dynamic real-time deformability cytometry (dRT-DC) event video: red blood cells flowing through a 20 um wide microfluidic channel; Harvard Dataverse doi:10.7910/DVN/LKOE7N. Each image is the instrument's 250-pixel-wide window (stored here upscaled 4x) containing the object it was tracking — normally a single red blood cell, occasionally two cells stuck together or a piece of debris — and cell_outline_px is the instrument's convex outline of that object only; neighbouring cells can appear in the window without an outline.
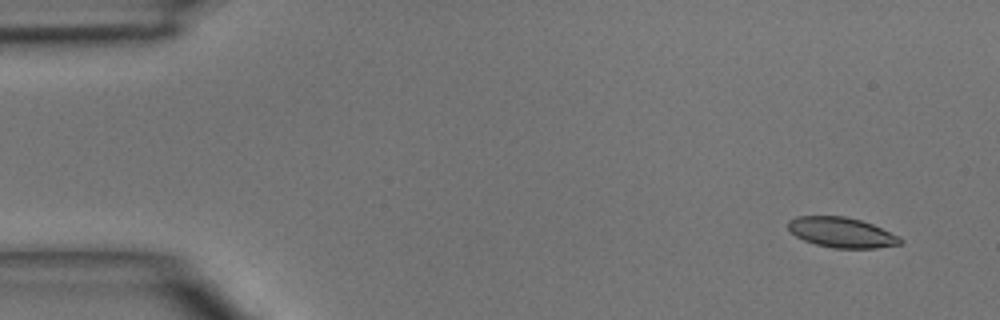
{"species": "common noctule bat (a hibernating species)", "species_latin": "Nyctalus noctula", "temperature_condition": "room temperature", "stored_images_in_passage": 3, "camera_frame_rate_fps": 3000, "um_per_image_px": 0.085, "animal": {"sex": "male", "body_mass_g": 15.6}, "frame": {"image": 1, "passage_image": 1, "time_ms": 0.0, "image_size_px": [1000, 320], "cell_outline_px": [[904, 240], [900, 244], [876, 248], [832, 248], [816, 244], [804, 240], [796, 236], [788, 228], [788, 220], [796, 216], [844, 216], [860, 220], [872, 224], [900, 236]], "centroid_in_image_um": [71.54, 19.76], "position_along_channel_um": 13.5, "area_um2": 19.71}}
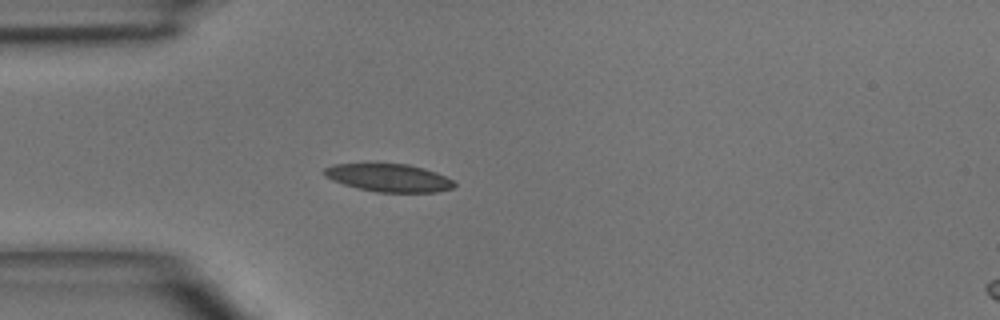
{"frame": {"image": 2, "passage_image": 3, "time_ms": 3.333, "image_size_px": [1000, 320], "cell_outline_px": [[456, 184], [452, 188], [436, 192], [376, 192], [344, 184], [332, 180], [324, 176], [320, 172], [324, 168], [332, 164], [408, 164], [424, 168], [436, 172], [452, 180]], "centroid_in_image_um": [33.01, 15.11], "position_along_channel_um": 52.0, "area_um2": 21.04}}